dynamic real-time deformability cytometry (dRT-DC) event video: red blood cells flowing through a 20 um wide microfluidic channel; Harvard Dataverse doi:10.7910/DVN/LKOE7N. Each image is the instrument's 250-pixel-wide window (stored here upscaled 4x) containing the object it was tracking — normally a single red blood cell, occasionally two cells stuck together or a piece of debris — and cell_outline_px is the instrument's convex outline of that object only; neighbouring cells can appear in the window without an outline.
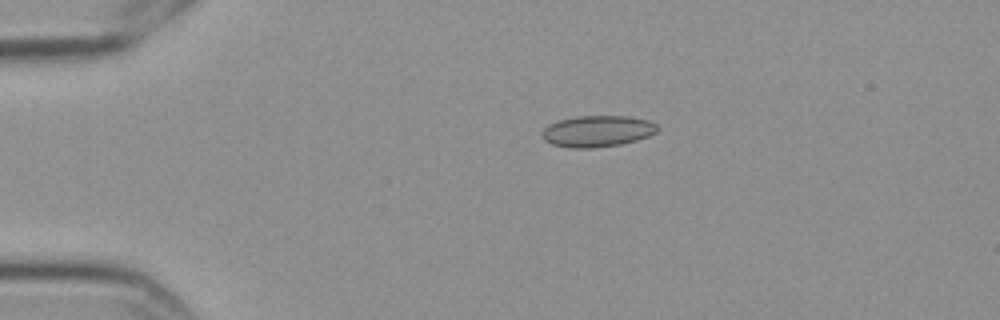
{"species": "Egyptian fruit bat (a non-hibernating species)", "species_latin": "Rousettus aegyptiacus", "temperature_condition": "cold", "stored_images_in_passage": 5, "camera_frame_rate_fps": 3000, "um_per_image_px": 0.085, "frame": {"image": 1, "passage_image": 4, "time_ms": 1.0, "image_size_px": [1000, 320], "cell_outline_px": [[660, 128], [656, 132], [648, 136], [636, 140], [620, 144], [592, 148], [572, 148], [552, 144], [544, 140], [540, 132], [548, 124], [560, 120], [576, 116], [628, 116], [648, 120], [656, 124]], "centroid_in_image_um": [50.76, 11.15], "position_along_channel_um": 34.2, "area_um2": 21.1}}